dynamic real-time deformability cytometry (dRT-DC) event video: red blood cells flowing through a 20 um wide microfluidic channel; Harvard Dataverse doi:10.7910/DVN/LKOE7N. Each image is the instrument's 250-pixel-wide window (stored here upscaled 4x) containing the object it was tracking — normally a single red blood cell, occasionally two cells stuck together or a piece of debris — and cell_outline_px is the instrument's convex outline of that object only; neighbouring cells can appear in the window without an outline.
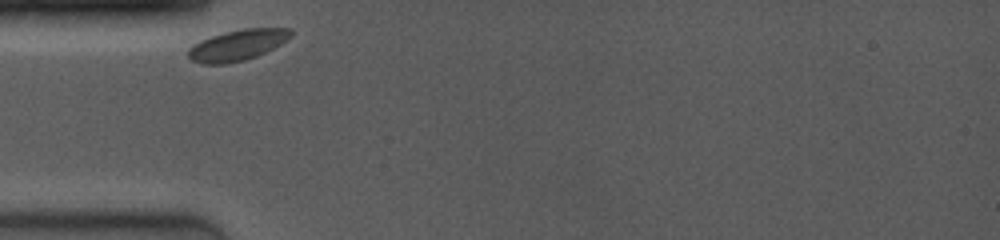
{"species": "common noctule bat (a hibernating species)", "species_latin": "Nyctalus noctula", "temperature_condition": "room temperature", "stored_images_in_passage": 62, "camera_frame_rate_fps": 4000, "um_per_image_px": 0.085, "animal": {"sex": "female", "body_mass_g": 19.0, "forearm_length_mm": 53.3}, "frame": {"image": 1, "passage_image": 1, "time_ms": 0.0, "image_size_px": [1000, 240], "cell_outline_px": [[292, 36], [280, 44], [256, 56], [244, 60], [224, 64], [204, 64], [192, 60], [188, 56], [188, 48], [192, 44], [200, 40], [224, 32], [244, 28], [292, 28]], "centroid_in_image_um": [20.16, 3.82], "position_along_channel_um": 64.8, "area_um2": 18.38}}
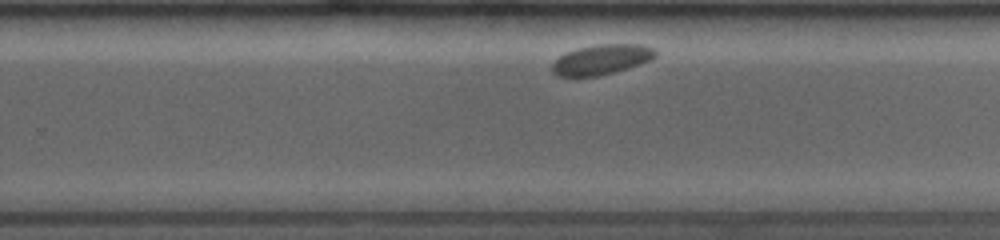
{"frame": {"image": 2, "passage_image": 41, "time_ms": 6.25, "image_size_px": [1000, 240], "cell_outline_px": [[656, 56], [652, 60], [640, 64], [612, 72], [596, 76], [560, 76], [552, 72], [552, 64], [560, 56], [576, 48], [600, 44], [640, 44], [656, 48]], "centroid_in_image_um": [51.17, 5.04], "position_along_channel_um": 278.6, "area_um2": 17.92}}
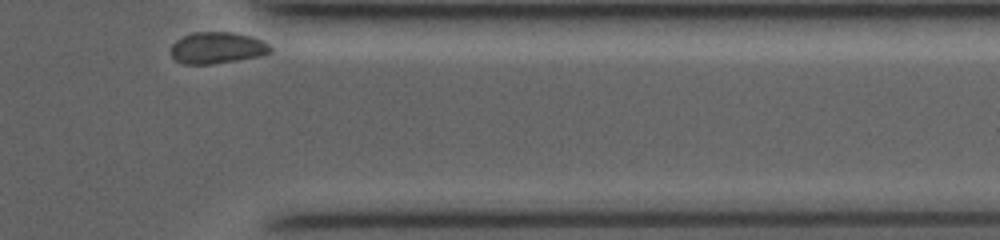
{"frame": {"image": 3, "passage_image": 61, "time_ms": 9.5, "image_size_px": [1000, 240], "cell_outline_px": [[272, 52], [260, 56], [212, 64], [184, 64], [176, 60], [172, 56], [172, 44], [176, 40], [192, 32], [232, 32], [252, 36], [268, 44], [272, 48]], "centroid_in_image_um": [18.47, 4.06], "position_along_channel_um": 392.9, "area_um2": 18.21}}